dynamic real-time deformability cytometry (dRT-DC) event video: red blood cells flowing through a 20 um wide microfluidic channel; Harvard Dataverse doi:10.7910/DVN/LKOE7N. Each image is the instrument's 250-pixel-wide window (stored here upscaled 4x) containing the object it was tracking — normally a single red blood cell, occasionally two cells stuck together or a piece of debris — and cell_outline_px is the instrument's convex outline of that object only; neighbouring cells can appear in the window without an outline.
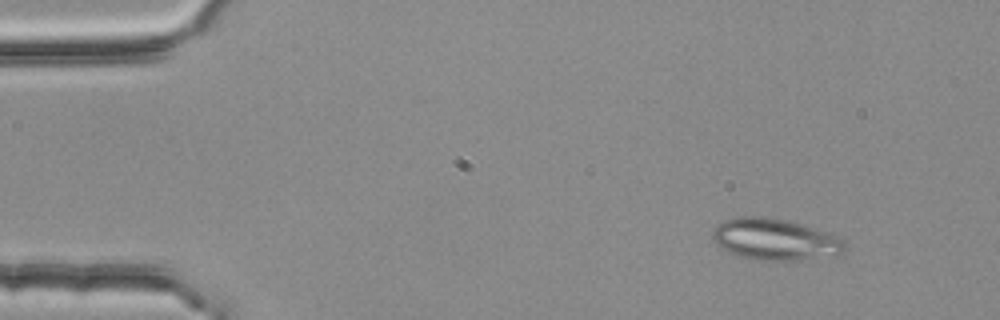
{"species": "common noctule bat (a hibernating species)", "species_latin": "Nyctalus noctula", "temperature_condition": "room temperature", "stored_images_in_passage": 4, "camera_frame_rate_fps": 3000, "um_per_image_px": 0.085, "animal": {"sex": "female", "body_mass_g": 25.1}, "frame": {"image": 1, "passage_image": 2, "time_ms": 0.333, "image_size_px": [1000, 320], "cell_outline_px": [[844, 248], [840, 252], [796, 260], [756, 260], [740, 256], [728, 252], [720, 248], [712, 240], [712, 232], [716, 224], [724, 220], [736, 216], [764, 216], [788, 220], [840, 236], [844, 240]], "centroid_in_image_um": [65.76, 20.31], "position_along_channel_um": 19.2, "area_um2": 31.79}}